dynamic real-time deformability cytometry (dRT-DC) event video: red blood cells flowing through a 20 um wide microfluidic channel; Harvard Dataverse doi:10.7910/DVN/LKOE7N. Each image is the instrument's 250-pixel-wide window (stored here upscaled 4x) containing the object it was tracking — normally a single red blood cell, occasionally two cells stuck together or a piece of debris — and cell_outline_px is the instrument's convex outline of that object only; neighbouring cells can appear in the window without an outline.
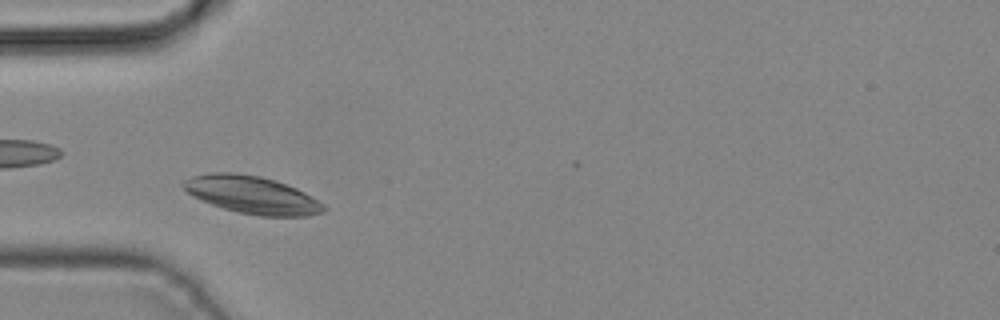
{"species": "common noctule bat (a hibernating species)", "species_latin": "Nyctalus noctula", "temperature_condition": "cold", "stored_images_in_passage": 40, "camera_frame_rate_fps": 3000, "um_per_image_px": 0.085, "animal": {"sex": "male", "body_mass_g": 19.2, "forearm_length_mm": 51.8}, "frame": {"image": 1, "passage_image": 12, "time_ms": 3.667, "image_size_px": [1000, 320], "cell_outline_px": [[328, 208], [324, 212], [308, 216], [260, 216], [240, 212], [224, 208], [200, 200], [192, 196], [180, 184], [184, 180], [192, 176], [208, 172], [232, 172], [260, 176], [276, 180], [296, 188], [304, 192], [324, 204]], "centroid_in_image_um": [21.42, 16.55], "position_along_channel_um": 63.6, "area_um2": 30.81}}
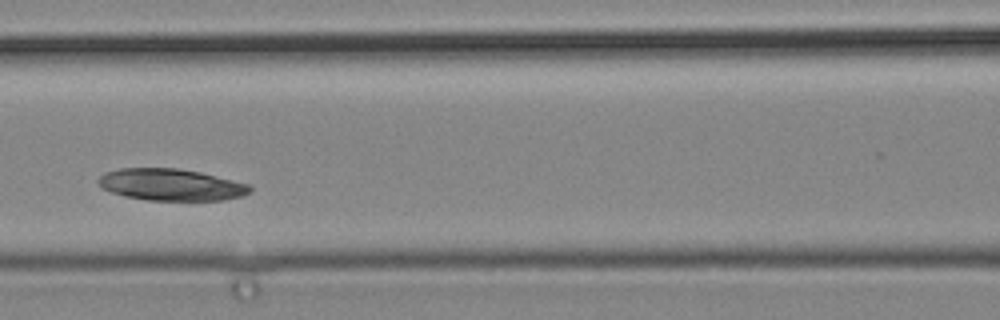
{"frame": {"image": 2, "passage_image": 18, "time_ms": 5.667, "image_size_px": [1000, 320], "cell_outline_px": [[252, 188], [244, 196], [224, 200], [148, 200], [124, 196], [100, 188], [96, 180], [104, 172], [120, 168], [180, 168], [200, 172], [248, 184]], "centroid_in_image_um": [14.49, 15.69], "position_along_channel_um": 152.1, "area_um2": 28.15}}
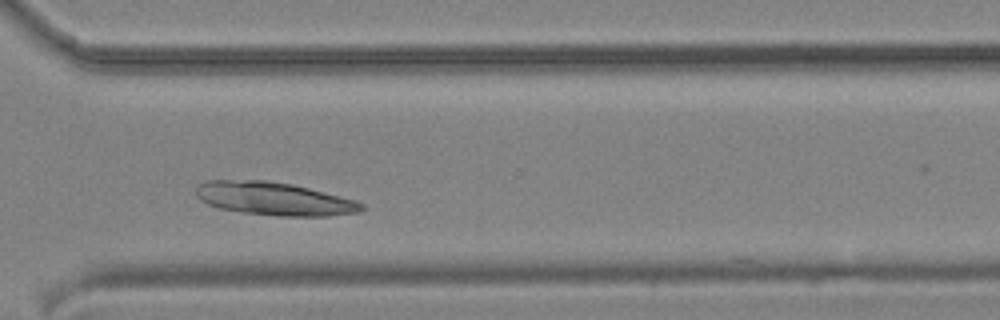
{"frame": {"image": 3, "passage_image": 31, "time_ms": 10.0, "image_size_px": [1000, 320], "cell_outline_px": [[364, 208], [360, 212], [328, 216], [280, 216], [244, 212], [220, 208], [208, 204], [200, 200], [196, 196], [196, 188], [200, 184], [208, 180], [268, 180], [292, 184], [356, 200], [364, 204]], "centroid_in_image_um": [23.31, 16.89], "position_along_channel_um": 347.3, "area_um2": 31.85}}